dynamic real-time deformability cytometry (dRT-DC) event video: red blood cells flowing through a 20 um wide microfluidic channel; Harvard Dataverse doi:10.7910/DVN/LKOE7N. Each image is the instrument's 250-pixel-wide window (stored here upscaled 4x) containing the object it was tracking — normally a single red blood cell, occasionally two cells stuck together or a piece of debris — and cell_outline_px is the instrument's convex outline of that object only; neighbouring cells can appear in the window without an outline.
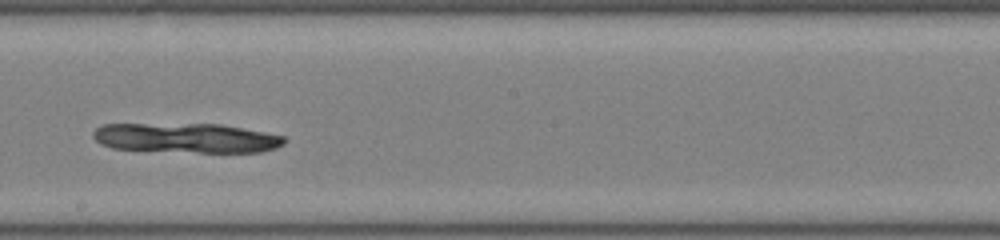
{"species": "common noctule bat (a hibernating species)", "species_latin": "Nyctalus noctula", "temperature_condition": "room temperature", "stored_images_in_passage": 32, "camera_frame_rate_fps": 3000, "um_per_image_px": 0.085, "animal": {"sex": "male", "body_mass_g": 19.0, "forearm_length_mm": 50.8}, "frame": {"image": 1, "passage_image": 20, "time_ms": 6.333, "image_size_px": [1000, 240], "cell_outline_px": [[284, 144], [276, 148], [260, 152], [200, 152], [112, 148], [100, 144], [92, 136], [92, 132], [96, 128], [104, 124], [220, 124], [264, 132], [284, 136]], "centroid_in_image_um": [15.82, 11.72], "position_along_channel_um": 232.4, "area_um2": 32.77}}